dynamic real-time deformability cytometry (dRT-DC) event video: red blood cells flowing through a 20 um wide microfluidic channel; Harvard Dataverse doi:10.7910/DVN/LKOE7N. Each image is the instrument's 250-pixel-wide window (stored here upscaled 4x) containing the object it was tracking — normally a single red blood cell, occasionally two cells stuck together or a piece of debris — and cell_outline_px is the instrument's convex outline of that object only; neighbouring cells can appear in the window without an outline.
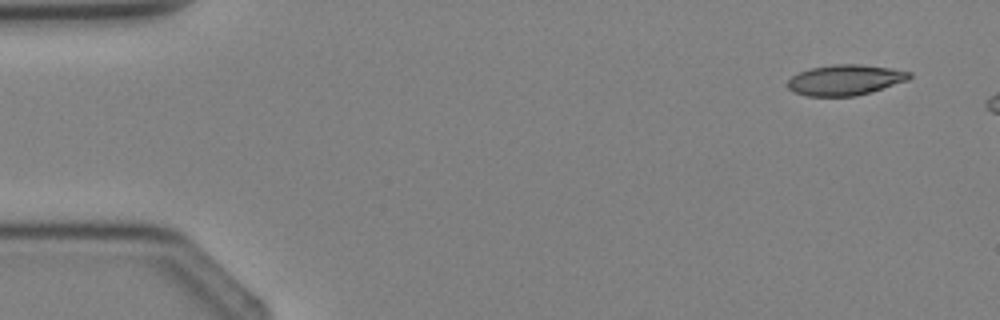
{"species": "Egyptian fruit bat (a non-hibernating species)", "species_latin": "Rousettus aegyptiacus", "temperature_condition": "cold", "stored_images_in_passage": 4, "camera_frame_rate_fps": 3000, "um_per_image_px": 0.085, "animal": {"sex": "female"}, "frame": {"image": 1, "passage_image": 1, "time_ms": 0.0, "image_size_px": [1000, 320], "cell_outline_px": [[912, 76], [908, 80], [856, 96], [808, 96], [792, 92], [788, 88], [788, 80], [792, 76], [800, 72], [812, 68], [832, 64], [860, 64], [888, 68], [912, 72]], "centroid_in_image_um": [71.82, 6.8], "position_along_channel_um": 13.2, "area_um2": 21.5}}